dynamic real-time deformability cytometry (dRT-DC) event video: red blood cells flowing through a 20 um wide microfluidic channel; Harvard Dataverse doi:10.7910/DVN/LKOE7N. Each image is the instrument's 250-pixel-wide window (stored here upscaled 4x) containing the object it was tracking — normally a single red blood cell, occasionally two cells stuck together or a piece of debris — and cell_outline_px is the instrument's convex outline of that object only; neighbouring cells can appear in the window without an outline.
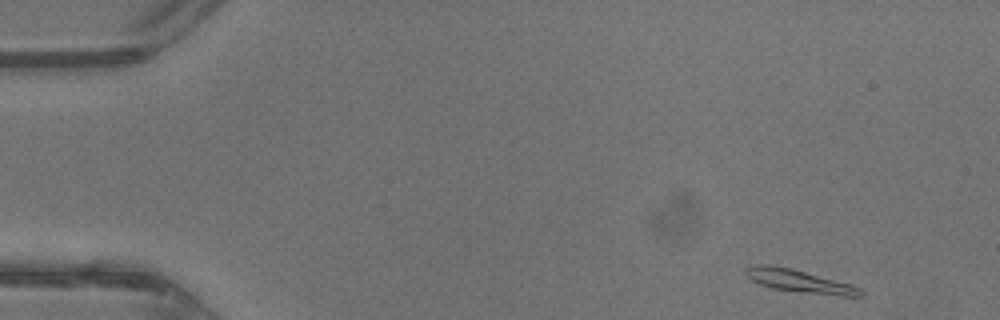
{"species": "common noctule bat (a hibernating species)", "species_latin": "Nyctalus noctula", "temperature_condition": "warm", "stored_images_in_passage": 41, "camera_frame_rate_fps": 3000, "um_per_image_px": 0.085, "animal": {"sex": "male", "body_mass_g": 13.3}, "frame": {"image": 1, "passage_image": 1, "time_ms": 0.0, "image_size_px": [1000, 320], "cell_outline_px": [[864, 292], [860, 296], [844, 296], [772, 288], [760, 284], [752, 280], [744, 272], [744, 268], [752, 264], [768, 264], [792, 268], [852, 284], [860, 288]], "centroid_in_image_um": [67.92, 23.86], "position_along_channel_um": 17.1, "area_um2": 15.09}}
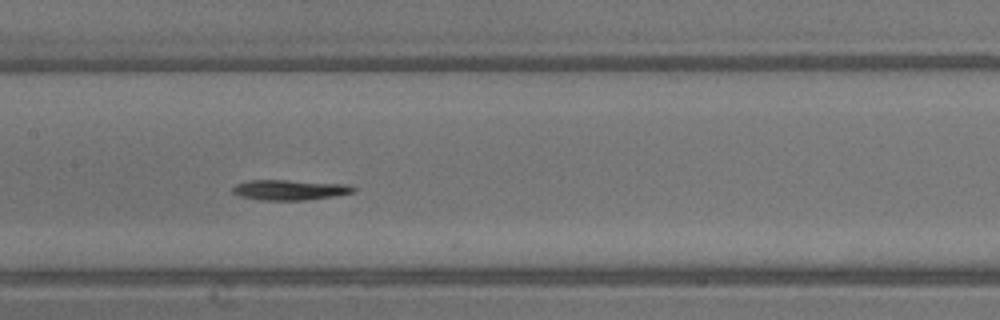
{"frame": {"image": 2, "passage_image": 19, "time_ms": 6.0, "image_size_px": [1000, 320], "cell_outline_px": [[356, 192], [336, 196], [308, 200], [260, 200], [240, 196], [232, 192], [232, 188], [236, 184], [248, 180], [284, 180], [348, 184], [356, 188]], "centroid_in_image_um": [24.66, 16.14], "position_along_channel_um": 182.7, "area_um2": 14.39}}
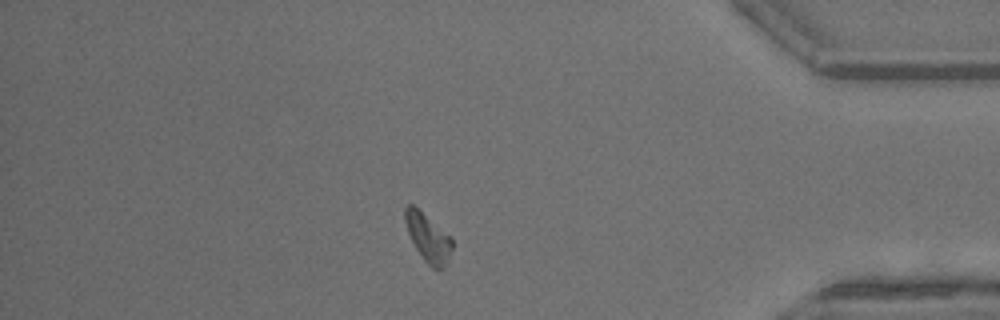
{"frame": {"image": 3, "passage_image": 35, "time_ms": 11.333, "image_size_px": [1000, 320], "cell_outline_px": [[452, 248], [448, 264], [444, 268], [432, 268], [424, 260], [416, 248], [408, 232], [404, 220], [404, 208], [408, 204], [412, 204], [452, 236]], "centroid_in_image_um": [36.4, 20.2], "position_along_channel_um": 398.8, "area_um2": 13.24}, "authors_computed_cell_mechanics": {"area_um2": 13.9298, "velocity_mm_per_s": 4.7279, "shape_relaxation_time_tau1_ms": 3.3216, "shape_relaxation_time_tau2_ms": 3.3214, "deformation_change_tau1": 0.1724, "deformation_change_tau2": 0.1129}}